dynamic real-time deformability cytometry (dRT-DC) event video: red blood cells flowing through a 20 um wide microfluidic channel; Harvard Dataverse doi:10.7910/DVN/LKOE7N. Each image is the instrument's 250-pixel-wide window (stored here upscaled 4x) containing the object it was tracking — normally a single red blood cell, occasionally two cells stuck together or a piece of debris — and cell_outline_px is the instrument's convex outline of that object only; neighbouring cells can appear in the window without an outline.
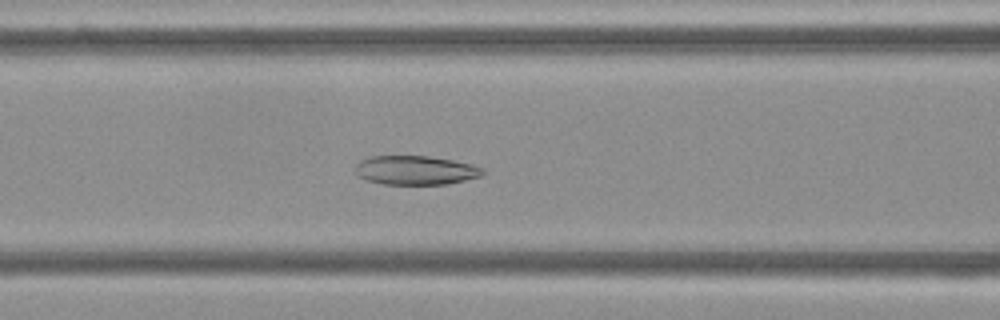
{"species": "Egyptian fruit bat (a non-hibernating species)", "species_latin": "Rousettus aegyptiacus", "temperature_condition": "cold", "stored_images_in_passage": 49, "camera_frame_rate_fps": 3000, "um_per_image_px": 0.085, "frame": {"image": 1, "passage_image": 18, "time_ms": 5.667, "image_size_px": [1000, 320], "cell_outline_px": [[484, 172], [480, 176], [464, 180], [444, 184], [384, 184], [364, 180], [356, 176], [352, 172], [352, 168], [360, 160], [372, 156], [428, 156], [452, 160], [472, 164], [484, 168]], "centroid_in_image_um": [35.23, 14.47], "position_along_channel_um": 131.4, "area_um2": 21.79}}
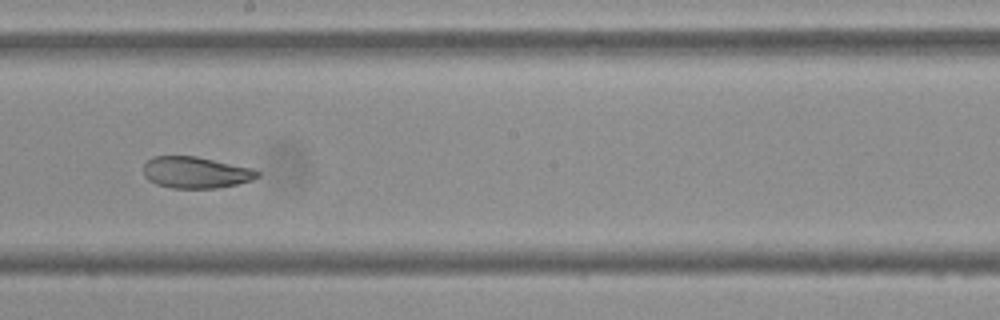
{"frame": {"image": 2, "passage_image": 26, "time_ms": 8.333, "image_size_px": [1000, 320], "cell_outline_px": [[260, 176], [252, 180], [236, 184], [216, 188], [172, 188], [156, 184], [148, 180], [144, 176], [144, 164], [152, 156], [196, 156], [252, 168], [260, 172]], "centroid_in_image_um": [16.63, 14.66], "position_along_channel_um": 231.6, "area_um2": 20.92}}
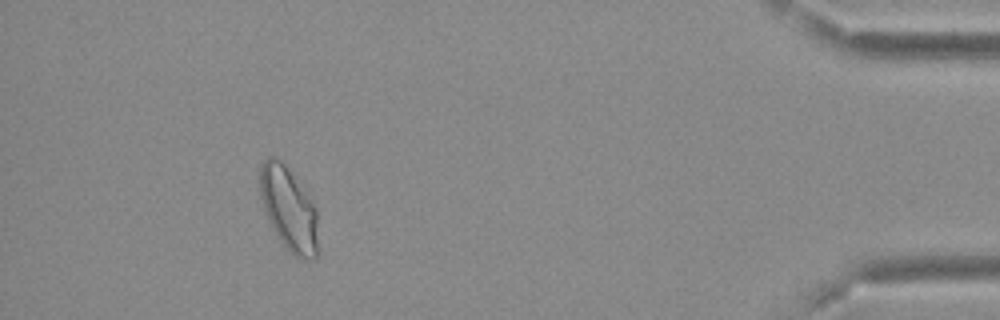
{"frame": {"image": 3, "passage_image": 45, "time_ms": 14.667, "image_size_px": [1000, 320], "cell_outline_px": [[316, 256], [312, 260], [300, 260], [292, 256], [280, 240], [264, 208], [260, 196], [260, 164], [268, 156], [276, 156], [284, 164], [312, 200], [316, 208]], "centroid_in_image_um": [24.53, 17.76], "position_along_channel_um": 410.7, "area_um2": 27.92}, "authors_computed_cell_mechanics": {"area_um2": 25.3164, "velocity_mm_per_s": 3.7628, "shape_relaxation_time_tau1_ms": null, "shape_relaxation_time_tau2_ms": 3.407, "deformation_change_tau1": null, "deformation_change_tau2": 0.0825}}